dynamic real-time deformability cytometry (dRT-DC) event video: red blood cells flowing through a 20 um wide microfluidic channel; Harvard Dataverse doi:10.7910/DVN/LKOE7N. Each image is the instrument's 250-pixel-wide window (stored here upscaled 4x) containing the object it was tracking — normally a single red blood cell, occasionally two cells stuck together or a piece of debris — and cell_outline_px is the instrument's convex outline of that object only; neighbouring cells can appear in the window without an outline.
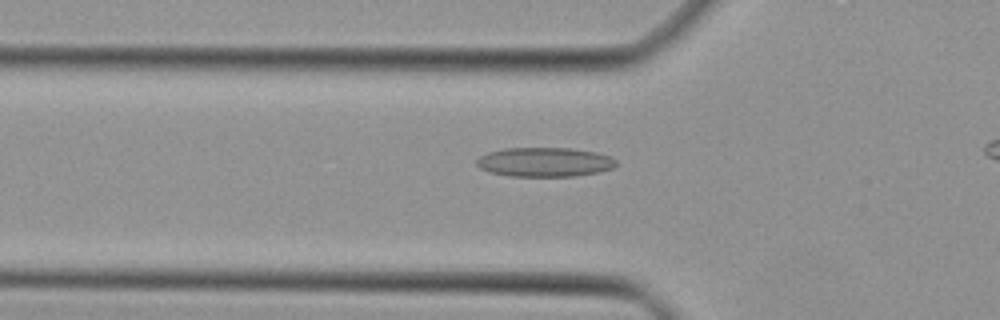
{"species": "Egyptian fruit bat (a non-hibernating species)", "species_latin": "Rousettus aegyptiacus", "temperature_condition": "cold", "stored_images_in_passage": 37, "camera_frame_rate_fps": 3000, "um_per_image_px": 0.085, "animal": {"sex": "female"}, "frame": {"image": 1, "passage_image": 12, "time_ms": 3.667, "image_size_px": [1000, 320], "cell_outline_px": [[616, 164], [612, 168], [600, 172], [572, 176], [508, 176], [488, 172], [480, 168], [476, 164], [476, 160], [480, 156], [488, 152], [504, 148], [572, 148], [596, 152], [608, 156], [616, 160]], "centroid_in_image_um": [46.26, 13.77], "position_along_channel_um": 79.5, "area_um2": 23.87}}
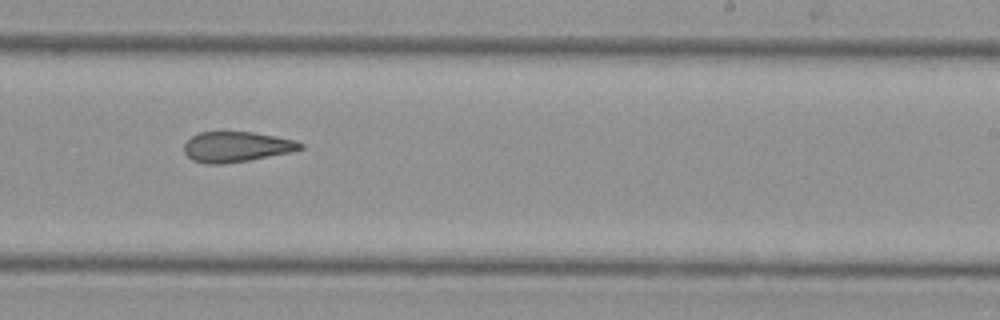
{"frame": {"image": 2, "passage_image": 25, "time_ms": 8.0, "image_size_px": [1000, 320], "cell_outline_px": [[304, 148], [292, 152], [248, 160], [224, 164], [208, 164], [192, 160], [184, 152], [184, 144], [192, 136], [200, 132], [252, 132], [296, 140], [304, 144]], "centroid_in_image_um": [20.11, 12.48], "position_along_channel_um": 268.9, "area_um2": 20.52}}
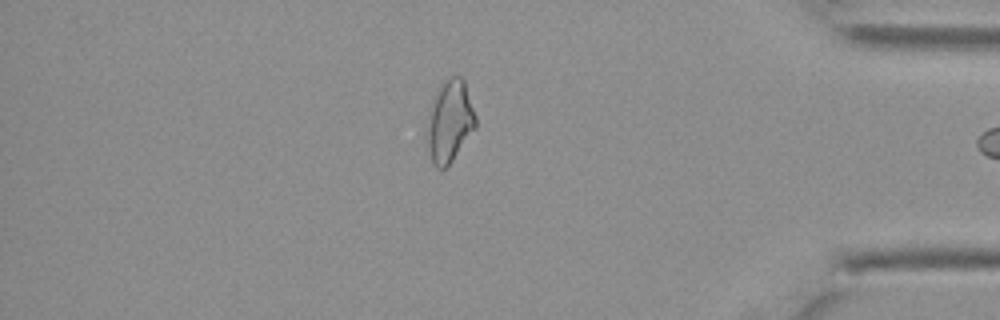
{"frame": {"image": 3, "passage_image": 36, "time_ms": 11.667, "image_size_px": [1000, 320], "cell_outline_px": [[476, 128], [452, 160], [444, 168], [436, 168], [432, 164], [428, 148], [428, 112], [436, 88], [440, 84], [452, 76], [460, 76], [464, 80], [476, 116]], "centroid_in_image_um": [38.22, 10.29], "position_along_channel_um": 397.0, "area_um2": 23.12}}